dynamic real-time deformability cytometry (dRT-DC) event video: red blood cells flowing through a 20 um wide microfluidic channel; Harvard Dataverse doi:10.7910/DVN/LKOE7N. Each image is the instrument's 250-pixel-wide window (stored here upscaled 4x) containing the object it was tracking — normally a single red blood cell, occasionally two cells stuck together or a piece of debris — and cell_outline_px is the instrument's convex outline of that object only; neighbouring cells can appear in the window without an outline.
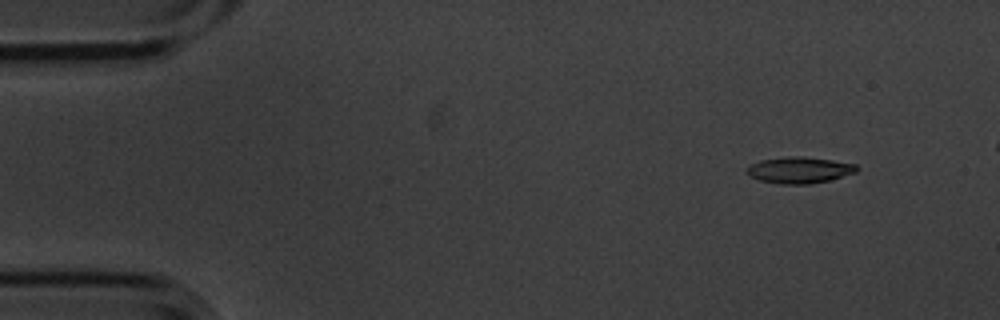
{"species": "common noctule bat (a hibernating species)", "species_latin": "Nyctalus noctula", "temperature_condition": "cold", "stored_images_in_passage": 4, "camera_frame_rate_fps": 3000, "um_per_image_px": 0.085, "animal": {"sex": "male", "body_mass_g": 20.1, "forearm_length_mm": 53.5}, "frame": {"image": 1, "passage_image": 2, "time_ms": 0.333, "image_size_px": [1000, 320], "cell_outline_px": [[860, 168], [856, 172], [828, 180], [808, 184], [780, 184], [760, 180], [744, 172], [744, 168], [760, 160], [788, 156], [804, 156], [832, 160], [856, 164]], "centroid_in_image_um": [67.93, 14.44], "position_along_channel_um": 17.1, "area_um2": 16.88}}